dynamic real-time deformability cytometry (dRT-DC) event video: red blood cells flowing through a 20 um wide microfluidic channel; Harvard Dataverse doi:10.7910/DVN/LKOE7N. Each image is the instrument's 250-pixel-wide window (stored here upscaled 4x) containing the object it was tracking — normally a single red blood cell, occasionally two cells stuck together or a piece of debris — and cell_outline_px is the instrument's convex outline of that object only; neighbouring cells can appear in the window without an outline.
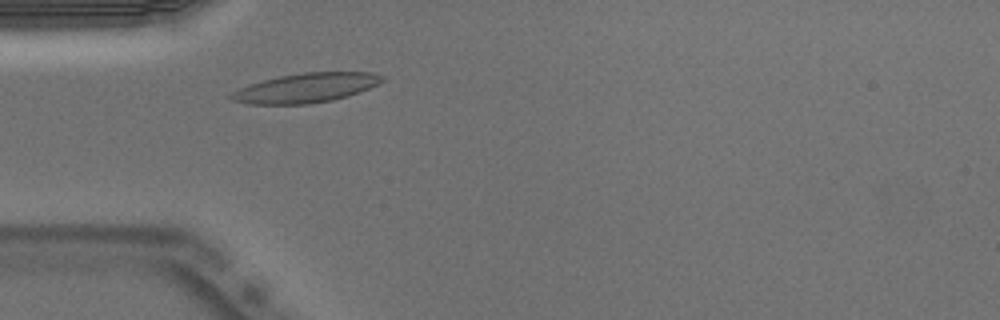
{"species": "Egyptian fruit bat (a non-hibernating species)", "species_latin": "Rousettus aegyptiacus", "temperature_condition": "warm", "stored_images_in_passage": 43, "camera_frame_rate_fps": 3000, "um_per_image_px": 0.085, "animal": {"sex": "male"}, "frame": {"image": 1, "passage_image": 7, "time_ms": 2.0, "image_size_px": [1000, 320], "cell_outline_px": [[384, 80], [368, 88], [348, 96], [332, 100], [308, 104], [248, 104], [232, 100], [228, 96], [232, 92], [240, 88], [264, 80], [280, 76], [304, 72], [372, 72], [384, 76]], "centroid_in_image_um": [26.0, 7.47], "position_along_channel_um": 59.0, "area_um2": 25.61}}
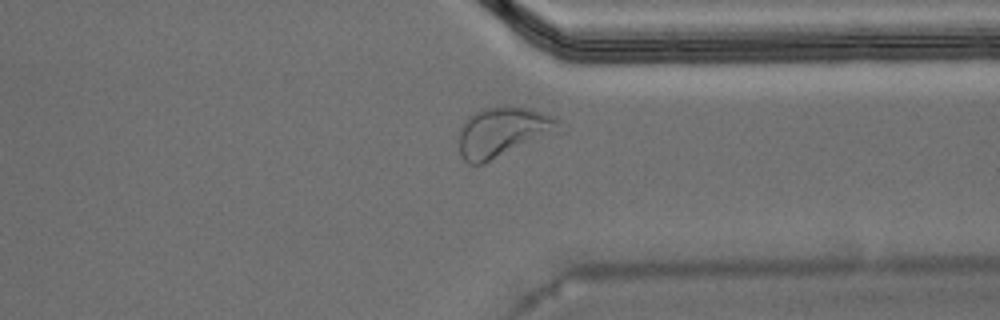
{"frame": {"image": 2, "passage_image": 31, "time_ms": 10.0, "image_size_px": [1000, 320], "cell_outline_px": [[560, 132], [484, 164], [468, 164], [460, 156], [460, 128], [464, 120], [468, 116], [480, 108], [508, 104], [532, 108], [552, 116], [560, 120]], "centroid_in_image_um": [42.76, 11.2], "position_along_channel_um": 368.6, "area_um2": 29.94}, "authors_computed_cell_mechanics": {"area_um2": 24.565, "velocity_mm_per_s": 3.9016, "shape_relaxation_time_tau1_ms": 3.2628, "shape_relaxation_time_tau2_ms": 1.4148, "deformation_change_tau1": 0.1393, "deformation_change_tau2": 0.0779}}